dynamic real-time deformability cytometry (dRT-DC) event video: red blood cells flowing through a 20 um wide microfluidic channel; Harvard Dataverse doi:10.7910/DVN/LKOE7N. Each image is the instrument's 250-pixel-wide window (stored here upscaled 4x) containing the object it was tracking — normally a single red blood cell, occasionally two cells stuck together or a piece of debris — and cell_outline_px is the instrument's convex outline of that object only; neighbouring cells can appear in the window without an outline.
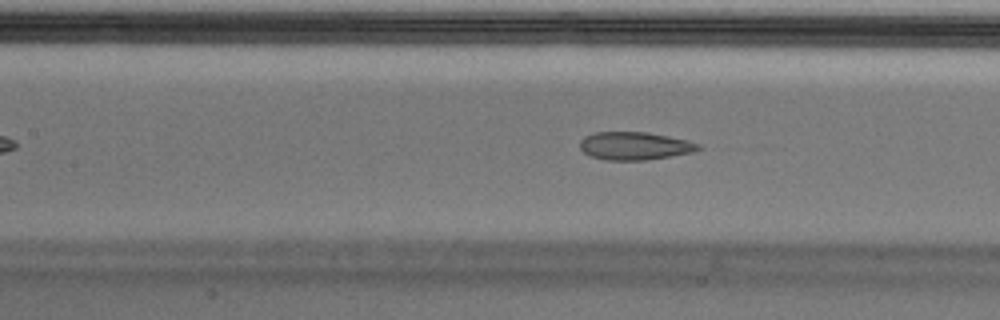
{"species": "Egyptian fruit bat (a non-hibernating species)", "species_latin": "Rousettus aegyptiacus", "temperature_condition": "cold", "stored_images_in_passage": 43, "camera_frame_rate_fps": 3000, "um_per_image_px": 0.085, "animal": {"sex": "male"}, "frame": {"image": 1, "passage_image": 13, "time_ms": 4.0, "image_size_px": [1000, 320], "cell_outline_px": [[704, 148], [696, 152], [644, 160], [608, 160], [588, 156], [580, 148], [580, 140], [584, 136], [596, 132], [648, 132], [688, 140], [700, 144]], "centroid_in_image_um": [53.98, 12.4], "position_along_channel_um": 153.4, "area_um2": 19.48}}
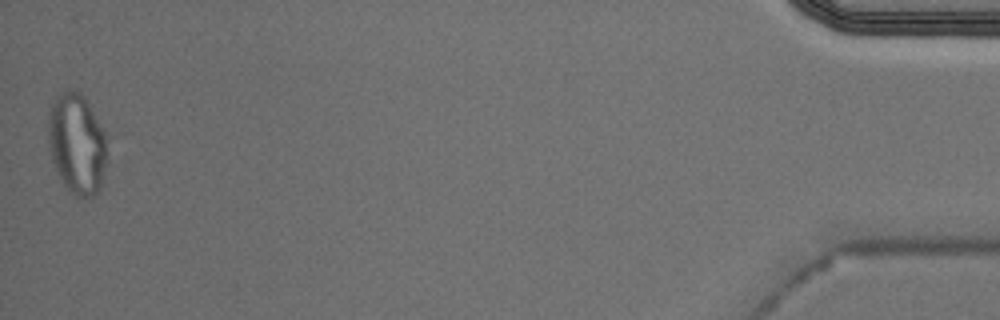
{"frame": {"image": 2, "passage_image": 43, "time_ms": 14.0, "image_size_px": [1000, 320], "cell_outline_px": [[104, 168], [100, 192], [92, 196], [76, 196], [64, 184], [52, 160], [48, 144], [48, 112], [56, 96], [60, 92], [68, 88], [80, 92], [84, 96], [104, 132]], "centroid_in_image_um": [6.49, 12.18], "position_along_channel_um": 428.7, "area_um2": 33.93}, "authors_computed_cell_mechanics": {"area_um2": 21.5594, "velocity_mm_per_s": 3.6805, "shape_relaxation_time_tau1_ms": null, "shape_relaxation_time_tau2_ms": 1.6904, "deformation_change_tau1": null, "deformation_change_tau2": 0.081}}